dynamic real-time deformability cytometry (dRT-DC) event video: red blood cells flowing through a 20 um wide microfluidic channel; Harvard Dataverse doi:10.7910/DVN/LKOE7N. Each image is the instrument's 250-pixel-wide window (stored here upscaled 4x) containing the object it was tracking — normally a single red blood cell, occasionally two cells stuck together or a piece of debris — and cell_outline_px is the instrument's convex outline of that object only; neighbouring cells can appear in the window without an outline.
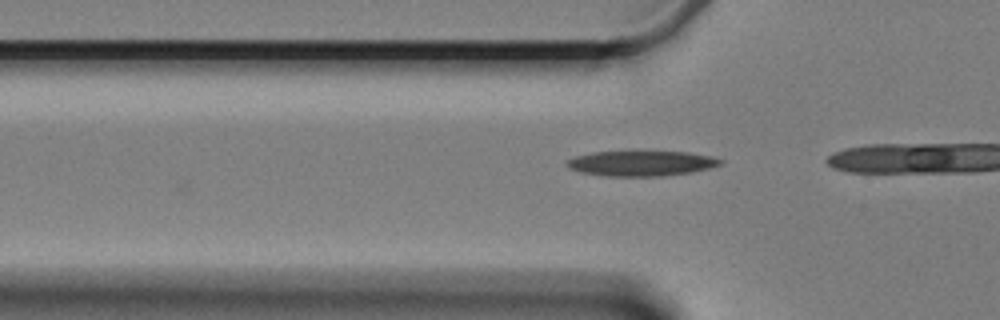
{"species": "Egyptian fruit bat (a non-hibernating species)", "species_latin": "Rousettus aegyptiacus", "temperature_condition": "cold", "stored_images_in_passage": 3, "camera_frame_rate_fps": 3000, "um_per_image_px": 0.085, "animal": {"sex": "female"}, "frame": {"image": 1, "passage_image": 2, "time_ms": 1.333, "image_size_px": [1000, 320], "cell_outline_px": [[724, 160], [720, 164], [708, 168], [688, 172], [660, 176], [608, 176], [580, 172], [568, 168], [568, 160], [576, 156], [592, 152], [636, 148], [688, 152], [712, 156]], "centroid_in_image_um": [54.49, 13.82], "position_along_channel_um": 71.3, "area_um2": 23.52}}